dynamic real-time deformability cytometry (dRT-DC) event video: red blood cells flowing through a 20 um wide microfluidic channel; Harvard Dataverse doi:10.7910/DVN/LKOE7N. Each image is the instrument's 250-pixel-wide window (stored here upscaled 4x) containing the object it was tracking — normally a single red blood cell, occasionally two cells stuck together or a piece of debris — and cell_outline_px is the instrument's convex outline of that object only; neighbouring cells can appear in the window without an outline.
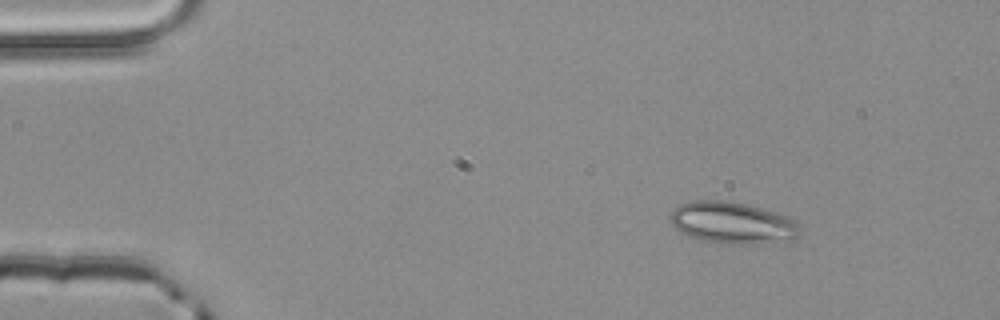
{"species": "common noctule bat (a hibernating species)", "species_latin": "Nyctalus noctula", "temperature_condition": "room temperature", "stored_images_in_passage": 5, "camera_frame_rate_fps": 3000, "um_per_image_px": 0.085, "animal": {"sex": "male", "body_mass_g": 20.4}, "frame": {"image": 1, "passage_image": 1, "time_ms": 0.0, "image_size_px": [1000, 320], "cell_outline_px": [[800, 236], [792, 240], [764, 244], [732, 244], [704, 240], [688, 236], [680, 232], [668, 220], [668, 216], [680, 204], [692, 200], [720, 200], [748, 204], [792, 216], [800, 224]], "centroid_in_image_um": [62.33, 18.94], "position_along_channel_um": 22.7, "area_um2": 32.19}}